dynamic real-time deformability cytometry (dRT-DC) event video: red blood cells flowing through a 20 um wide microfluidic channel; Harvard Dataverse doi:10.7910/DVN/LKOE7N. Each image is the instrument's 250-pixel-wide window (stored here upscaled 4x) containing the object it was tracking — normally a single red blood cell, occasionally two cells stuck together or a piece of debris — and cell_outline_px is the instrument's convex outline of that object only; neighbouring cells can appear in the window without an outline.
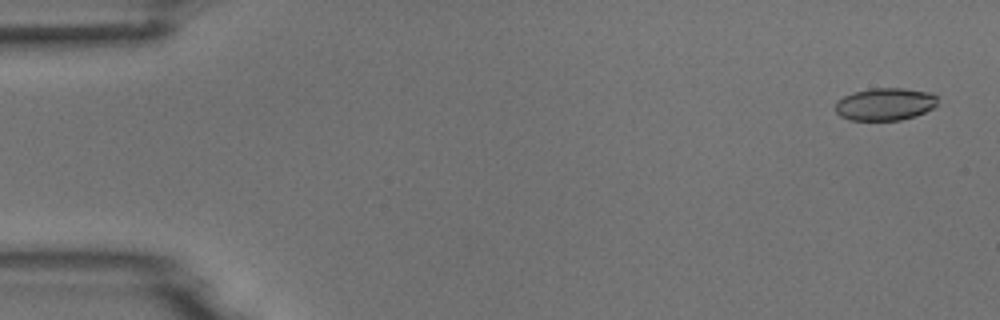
{"species": "common noctule bat (a hibernating species)", "species_latin": "Nyctalus noctula", "temperature_condition": "room temperature", "stored_images_in_passage": 4, "camera_frame_rate_fps": 3000, "um_per_image_px": 0.085, "animal": {"sex": "male", "body_mass_g": 18.8}, "frame": {"image": 1, "passage_image": 1, "time_ms": 0.0, "image_size_px": [1000, 320], "cell_outline_px": [[936, 104], [932, 108], [916, 116], [900, 120], [848, 120], [840, 116], [836, 112], [836, 100], [852, 92], [868, 88], [904, 88], [928, 92], [936, 96]], "centroid_in_image_um": [75.18, 8.85], "position_along_channel_um": 9.8, "area_um2": 19.42}}
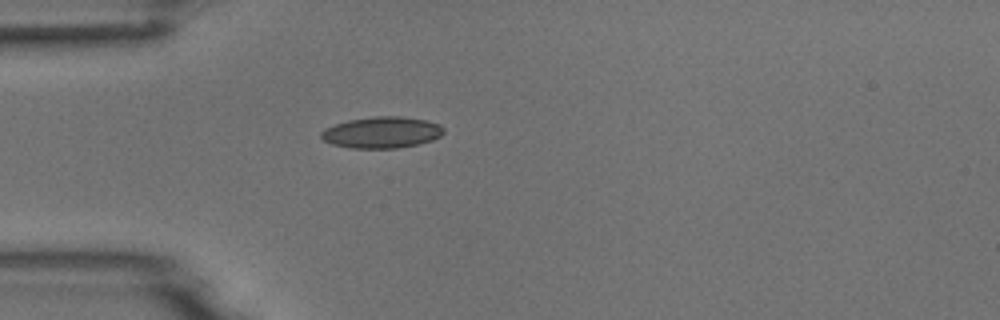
{"frame": {"image": 2, "passage_image": 4, "time_ms": 1.0, "image_size_px": [1000, 320], "cell_outline_px": [[444, 132], [440, 136], [432, 140], [416, 144], [396, 148], [352, 148], [332, 144], [324, 140], [320, 136], [320, 132], [324, 128], [348, 120], [376, 116], [400, 116], [424, 120], [440, 124], [444, 128]], "centroid_in_image_um": [32.44, 11.25], "position_along_channel_um": 52.6, "area_um2": 22.25}}